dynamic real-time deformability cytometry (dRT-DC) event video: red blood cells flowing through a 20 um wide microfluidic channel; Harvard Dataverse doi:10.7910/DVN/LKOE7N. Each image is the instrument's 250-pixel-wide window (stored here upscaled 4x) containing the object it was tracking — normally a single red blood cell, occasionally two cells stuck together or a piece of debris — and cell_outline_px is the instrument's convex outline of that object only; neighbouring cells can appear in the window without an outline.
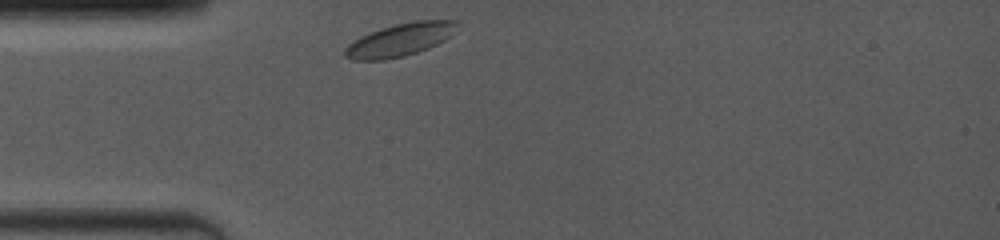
{"species": "common noctule bat (a hibernating species)", "species_latin": "Nyctalus noctula", "temperature_condition": "room temperature", "stored_images_in_passage": 40, "camera_frame_rate_fps": 4000, "um_per_image_px": 0.085, "animal": {"sex": "female", "body_mass_g": 19.0, "forearm_length_mm": 53.3}, "frame": {"image": 1, "passage_image": 1, "time_ms": 0.0, "image_size_px": [1000, 240], "cell_outline_px": [[460, 20], [456, 32], [452, 36], [428, 48], [404, 56], [384, 60], [352, 60], [344, 56], [344, 48], [348, 44], [360, 36], [380, 28], [412, 20]], "centroid_in_image_um": [34.02, 3.37], "position_along_channel_um": 51.0, "area_um2": 21.73}}
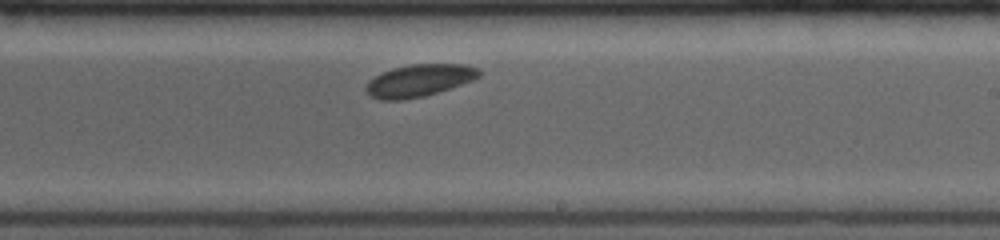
{"frame": {"image": 2, "passage_image": 23, "time_ms": 5.5, "image_size_px": [1000, 240], "cell_outline_px": [[480, 76], [472, 80], [424, 96], [400, 100], [380, 100], [368, 96], [364, 88], [376, 76], [392, 68], [412, 64], [464, 64], [480, 68]], "centroid_in_image_um": [35.62, 6.84], "position_along_channel_um": 253.4, "area_um2": 20.98}}
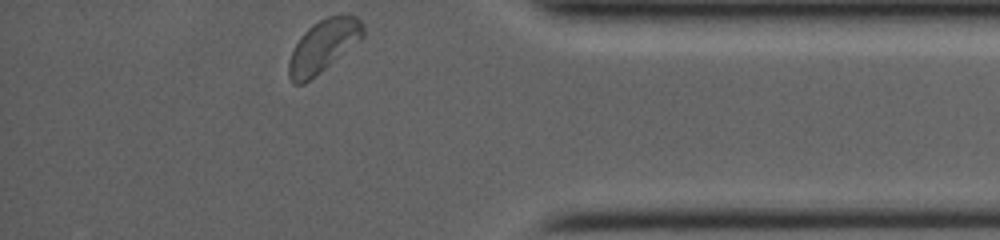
{"frame": {"image": 3, "passage_image": 40, "time_ms": 9.75, "image_size_px": [1000, 240], "cell_outline_px": [[364, 36], [360, 40], [320, 72], [304, 84], [292, 84], [288, 76], [288, 60], [300, 36], [312, 24], [328, 16], [340, 12], [356, 16], [364, 24]], "centroid_in_image_um": [27.48, 3.87], "position_along_channel_um": 407.7, "area_um2": 22.83}}